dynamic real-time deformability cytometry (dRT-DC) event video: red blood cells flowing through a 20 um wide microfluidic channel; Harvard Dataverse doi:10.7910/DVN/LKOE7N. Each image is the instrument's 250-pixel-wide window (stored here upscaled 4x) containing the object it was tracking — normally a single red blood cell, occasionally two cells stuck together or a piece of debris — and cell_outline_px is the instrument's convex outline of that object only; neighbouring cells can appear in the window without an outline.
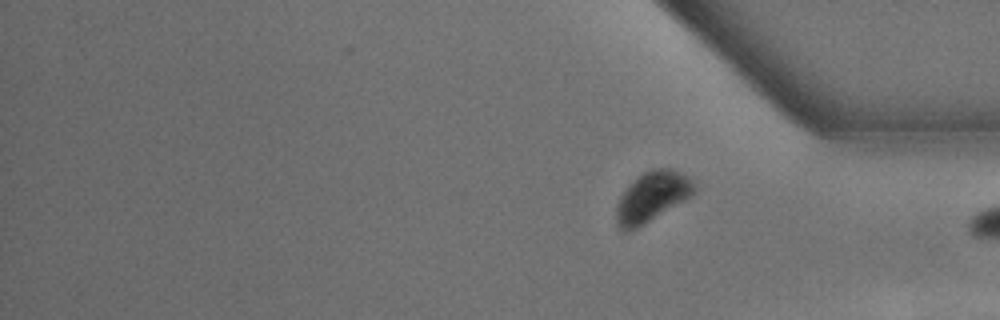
{"species": "common noctule bat (a hibernating species)", "species_latin": "Nyctalus noctula", "temperature_condition": "warm", "stored_images_in_passage": 29, "camera_frame_rate_fps": 3000, "um_per_image_px": 0.085, "animal": {"sex": "male", "body_mass_g": 13.3}, "frame": {"image": 1, "passage_image": 29, "time_ms": 9.333, "image_size_px": [1000, 320], "cell_outline_px": [[696, 192], [692, 196], [644, 224], [636, 228], [624, 232], [616, 224], [616, 208], [620, 196], [628, 184], [644, 172], [652, 168], [672, 168], [680, 172], [692, 180], [696, 184]], "centroid_in_image_um": [55.43, 16.71], "position_along_channel_um": 379.8, "area_um2": 22.77}}